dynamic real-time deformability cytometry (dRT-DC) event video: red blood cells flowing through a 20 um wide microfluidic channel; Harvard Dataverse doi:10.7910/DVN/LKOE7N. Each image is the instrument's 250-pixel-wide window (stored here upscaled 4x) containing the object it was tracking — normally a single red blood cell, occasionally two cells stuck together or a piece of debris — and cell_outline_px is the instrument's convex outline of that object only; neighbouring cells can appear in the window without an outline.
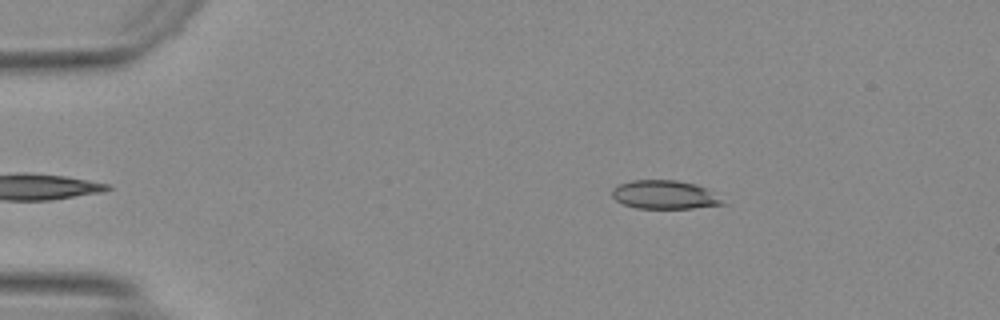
{"species": "Egyptian fruit bat (a non-hibernating species)", "species_latin": "Rousettus aegyptiacus", "temperature_condition": "warm", "stored_images_in_passage": 42, "camera_frame_rate_fps": 3000, "um_per_image_px": 0.085, "animal": {"sex": "female"}, "frame": {"image": 1, "passage_image": 2, "time_ms": 0.333, "image_size_px": [1000, 320], "cell_outline_px": [[728, 204], [692, 208], [636, 208], [624, 204], [616, 200], [612, 196], [612, 188], [620, 184], [632, 180], [676, 180], [696, 184], [704, 188]], "centroid_in_image_um": [56.46, 16.55], "position_along_channel_um": 28.5, "area_um2": 18.21}}
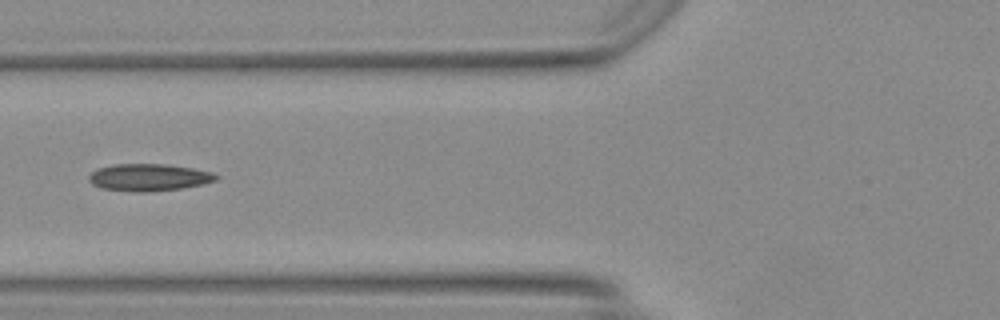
{"frame": {"image": 2, "passage_image": 13, "time_ms": 4.0, "image_size_px": [1000, 320], "cell_outline_px": [[220, 176], [216, 180], [200, 184], [180, 188], [148, 192], [136, 192], [100, 188], [92, 184], [88, 180], [88, 176], [96, 168], [112, 164], [164, 164], [192, 168], [212, 172]], "centroid_in_image_um": [12.6, 15.07], "position_along_channel_um": 113.2, "area_um2": 20.11}}
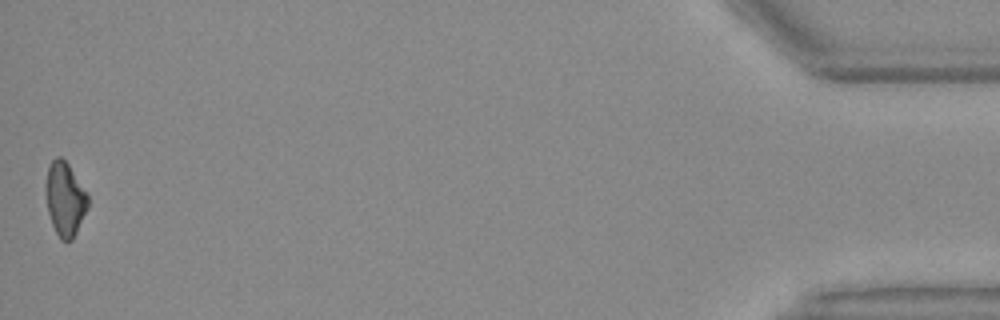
{"frame": {"image": 3, "passage_image": 42, "time_ms": 13.667, "image_size_px": [1000, 320], "cell_outline_px": [[88, 208], [72, 240], [60, 240], [52, 224], [48, 212], [44, 192], [44, 188], [48, 164], [56, 156], [60, 156], [68, 164], [88, 192]], "centroid_in_image_um": [5.51, 16.88], "position_along_channel_um": 429.7, "area_um2": 18.44}, "authors_computed_cell_mechanics": {"area_um2": 18.8717, "velocity_mm_per_s": 4.2151, "shape_relaxation_time_tau1_ms": null, "shape_relaxation_time_tau2_ms": 4.4159, "deformation_change_tau1": null, "deformation_change_tau2": 0.1395}}